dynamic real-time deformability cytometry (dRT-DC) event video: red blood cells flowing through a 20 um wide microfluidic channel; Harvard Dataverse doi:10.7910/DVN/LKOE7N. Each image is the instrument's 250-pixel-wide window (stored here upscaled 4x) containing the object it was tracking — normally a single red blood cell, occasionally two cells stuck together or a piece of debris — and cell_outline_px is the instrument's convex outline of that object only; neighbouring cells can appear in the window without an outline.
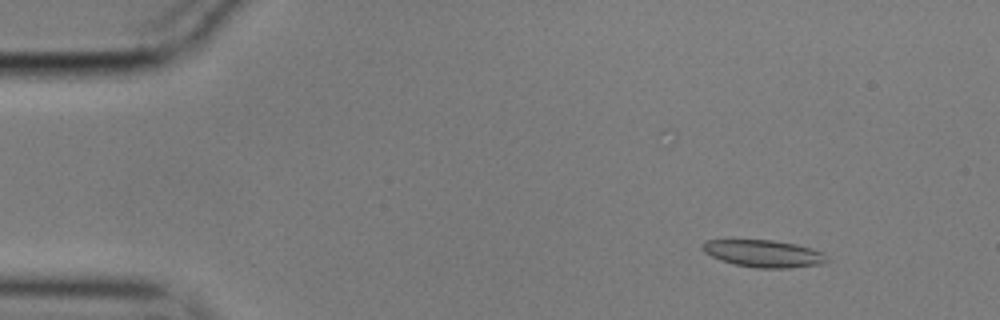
{"species": "common noctule bat (a hibernating species)", "species_latin": "Nyctalus noctula", "temperature_condition": "cold", "stored_images_in_passage": 56, "camera_frame_rate_fps": 3000, "um_per_image_px": 0.085, "animal": {"sex": "male", "body_mass_g": 17.9}, "frame": {"image": 1, "passage_image": 6, "time_ms": 1.667, "image_size_px": [1000, 320], "cell_outline_px": [[832, 260], [820, 264], [788, 268], [756, 268], [736, 264], [720, 260], [704, 252], [700, 248], [700, 244], [704, 240], [772, 240], [796, 244], [812, 248], [824, 252]], "centroid_in_image_um": [64.93, 21.55], "position_along_channel_um": 20.1, "area_um2": 19.94}}
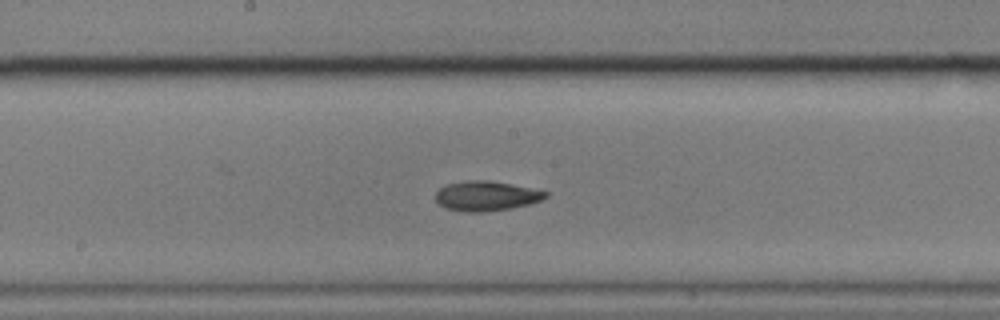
{"frame": {"image": 2, "passage_image": 29, "time_ms": 9.333, "image_size_px": [1000, 320], "cell_outline_px": [[548, 196], [540, 200], [528, 204], [512, 208], [480, 212], [464, 212], [444, 208], [436, 200], [436, 192], [444, 184], [468, 180], [488, 180], [532, 188], [548, 192]], "centroid_in_image_um": [41.3, 16.65], "position_along_channel_um": 206.9, "area_um2": 19.07}}
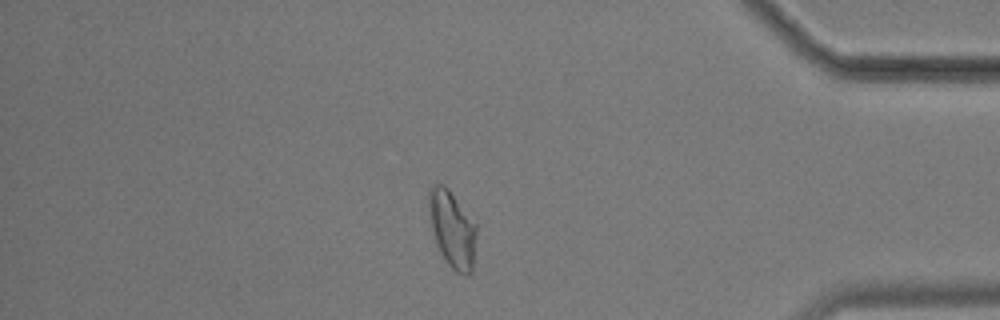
{"frame": {"image": 3, "passage_image": 48, "time_ms": 15.667, "image_size_px": [1000, 320], "cell_outline_px": [[476, 236], [472, 272], [468, 276], [464, 276], [456, 272], [448, 264], [440, 252], [436, 244], [432, 232], [428, 216], [428, 188], [432, 184], [444, 184], [448, 188], [476, 224]], "centroid_in_image_um": [38.41, 19.47], "position_along_channel_um": 396.8, "area_um2": 21.62}, "authors_computed_cell_mechanics": {"area_um2": 19.6809, "velocity_mm_per_s": 3.5063, "shape_relaxation_time_tau1_ms": 6.6954, "shape_relaxation_time_tau2_ms": 5.3321, "deformation_change_tau1": 0.1413, "deformation_change_tau2": 0.1034}}